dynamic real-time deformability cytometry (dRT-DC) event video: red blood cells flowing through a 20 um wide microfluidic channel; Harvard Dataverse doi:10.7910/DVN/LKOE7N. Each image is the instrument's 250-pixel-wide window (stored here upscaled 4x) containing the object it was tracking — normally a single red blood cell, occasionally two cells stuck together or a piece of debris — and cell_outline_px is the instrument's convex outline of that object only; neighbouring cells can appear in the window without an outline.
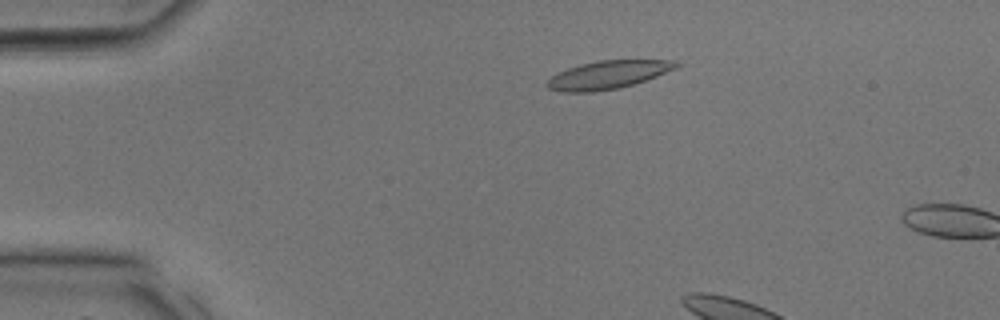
{"species": "common noctule bat (a hibernating species)", "species_latin": "Nyctalus noctula", "temperature_condition": "room temperature", "stored_images_in_passage": 7, "camera_frame_rate_fps": 3000, "um_per_image_px": 0.085, "animal": {"sex": "male", "body_mass_g": 17.9, "forearm_length_mm": 54.2}, "frame": {"image": 1, "passage_image": 6, "time_ms": 1.667, "image_size_px": [1000, 320], "cell_outline_px": [[680, 64], [676, 68], [656, 76], [620, 88], [592, 92], [564, 92], [548, 88], [544, 84], [552, 76], [568, 68], [580, 64], [600, 60], [676, 60]], "centroid_in_image_um": [51.66, 6.36], "position_along_channel_um": 33.3, "area_um2": 20.98}}